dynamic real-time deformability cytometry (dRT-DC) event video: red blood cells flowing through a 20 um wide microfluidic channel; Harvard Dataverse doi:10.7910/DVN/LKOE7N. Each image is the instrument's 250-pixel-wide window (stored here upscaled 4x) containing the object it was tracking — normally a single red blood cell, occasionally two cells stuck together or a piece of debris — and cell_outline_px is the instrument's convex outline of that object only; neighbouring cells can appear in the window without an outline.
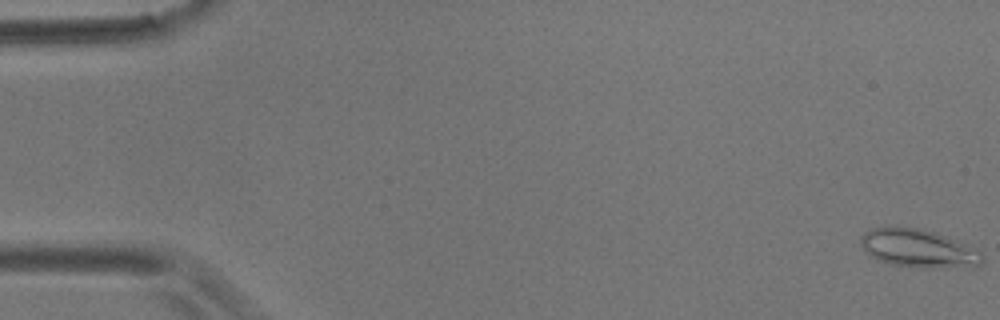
{"species": "common noctule bat (a hibernating species)", "species_latin": "Nyctalus noctula", "temperature_condition": "room temperature", "stored_images_in_passage": 6, "camera_frame_rate_fps": 3000, "um_per_image_px": 0.085, "animal": {"sex": "male", "body_mass_g": 17.9}, "frame": {"image": 1, "passage_image": 6, "time_ms": 9.0, "image_size_px": [1000, 320], "cell_outline_px": [[984, 264], [972, 268], [920, 268], [888, 264], [872, 256], [860, 244], [860, 236], [864, 232], [872, 228], [888, 224], [920, 228], [944, 236], [964, 244], [980, 252], [984, 256]], "centroid_in_image_um": [78.05, 21.11], "position_along_channel_um": 6.9, "area_um2": 27.63}}